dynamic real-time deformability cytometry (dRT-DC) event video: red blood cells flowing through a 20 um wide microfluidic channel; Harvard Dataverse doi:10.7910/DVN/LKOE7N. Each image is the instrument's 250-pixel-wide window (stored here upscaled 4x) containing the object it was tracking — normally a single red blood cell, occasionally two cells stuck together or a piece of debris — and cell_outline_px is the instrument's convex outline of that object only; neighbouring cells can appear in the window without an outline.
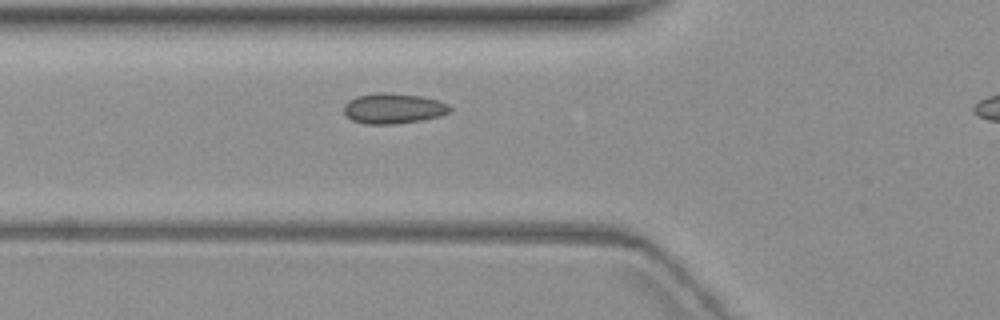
{"species": "common noctule bat (a hibernating species)", "species_latin": "Nyctalus noctula", "temperature_condition": "warm", "stored_images_in_passage": 5, "camera_frame_rate_fps": 3000, "um_per_image_px": 0.085, "animal": {"sex": "female", "body_mass_g": 19.3, "forearm_length_mm": 54.1}, "frame": {"image": 1, "passage_image": 4, "time_ms": 3.333, "image_size_px": [1000, 320], "cell_outline_px": [[452, 112], [440, 116], [420, 120], [392, 124], [364, 124], [352, 120], [344, 112], [344, 104], [348, 100], [356, 96], [376, 92], [384, 92], [420, 96], [440, 100], [448, 104], [452, 108]], "centroid_in_image_um": [33.45, 9.21], "position_along_channel_um": 92.4, "area_um2": 18.9}}